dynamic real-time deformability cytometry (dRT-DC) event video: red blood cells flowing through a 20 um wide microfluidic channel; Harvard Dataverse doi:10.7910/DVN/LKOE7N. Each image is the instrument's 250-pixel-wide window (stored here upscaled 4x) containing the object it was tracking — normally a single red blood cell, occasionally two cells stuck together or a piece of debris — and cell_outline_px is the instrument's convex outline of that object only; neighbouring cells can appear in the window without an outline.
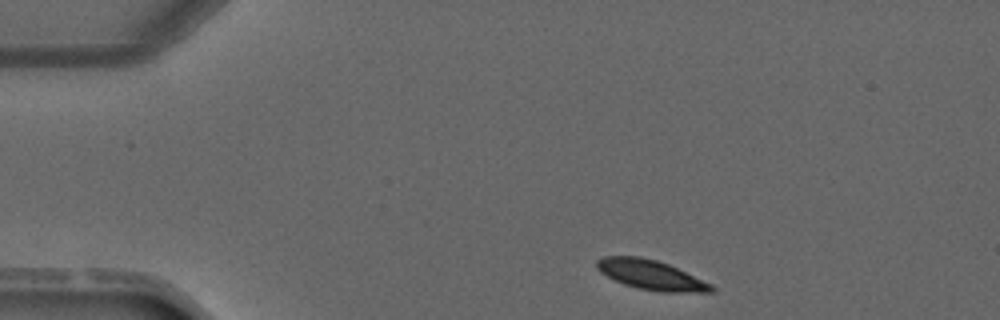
{"species": "common noctule bat (a hibernating species)", "species_latin": "Nyctalus noctula", "temperature_condition": "warm", "stored_images_in_passage": 2, "camera_frame_rate_fps": 3000, "um_per_image_px": 0.085, "animal": {"sex": "male", "forearm_length_mm": 52.5}, "frame": {"image": 1, "passage_image": 1, "time_ms": 0.0, "image_size_px": [1000, 320], "cell_outline_px": [[716, 292], [660, 292], [640, 288], [624, 284], [600, 272], [596, 268], [596, 260], [604, 256], [640, 256], [656, 260], [668, 264], [712, 284], [716, 288]], "centroid_in_image_um": [55.35, 23.36], "position_along_channel_um": 29.7, "area_um2": 19.71}}